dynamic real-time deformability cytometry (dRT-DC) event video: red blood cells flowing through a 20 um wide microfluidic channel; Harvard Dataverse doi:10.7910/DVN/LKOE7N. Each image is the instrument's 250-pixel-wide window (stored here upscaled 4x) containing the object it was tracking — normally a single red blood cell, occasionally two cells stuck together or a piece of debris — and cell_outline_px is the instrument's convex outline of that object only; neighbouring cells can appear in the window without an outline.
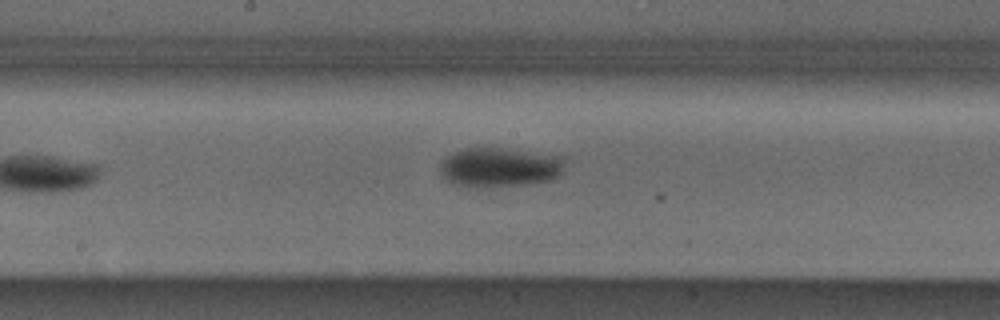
{"species": "Egyptian fruit bat (a non-hibernating species)", "species_latin": "Rousettus aegyptiacus", "temperature_condition": "cold", "stored_images_in_passage": 8, "camera_frame_rate_fps": 3000, "um_per_image_px": 0.085, "animal": {"sex": "male"}, "frame": {"image": 1, "passage_image": 8, "time_ms": 8.333, "image_size_px": [1000, 320], "cell_outline_px": [[568, 156], [564, 172], [560, 176], [552, 180], [532, 184], [480, 188], [468, 188], [452, 184], [440, 172], [440, 160], [452, 152], [464, 148], [500, 148]], "centroid_in_image_um": [42.53, 14.23], "position_along_channel_um": 205.7, "area_um2": 29.77}}